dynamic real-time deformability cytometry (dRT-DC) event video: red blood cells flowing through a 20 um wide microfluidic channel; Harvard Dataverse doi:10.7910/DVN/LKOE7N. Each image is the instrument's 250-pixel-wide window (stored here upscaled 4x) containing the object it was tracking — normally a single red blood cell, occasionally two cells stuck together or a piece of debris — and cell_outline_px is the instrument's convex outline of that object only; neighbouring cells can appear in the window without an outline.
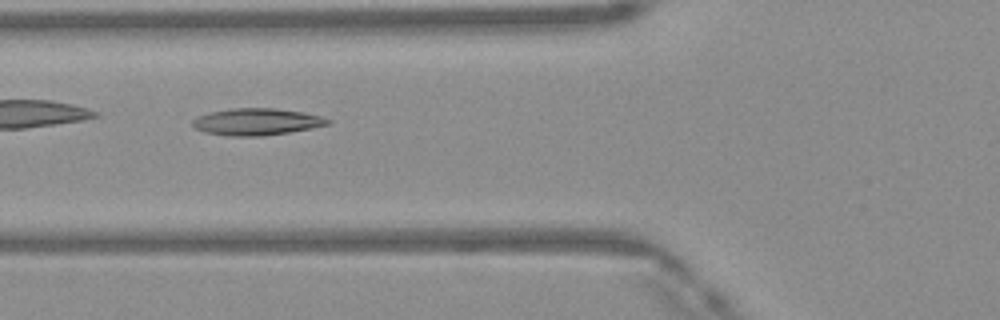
{"species": "Egyptian fruit bat (a non-hibernating species)", "species_latin": "Rousettus aegyptiacus", "temperature_condition": "warm", "stored_images_in_passage": 48, "camera_frame_rate_fps": 3000, "um_per_image_px": 0.085, "frame": {"image": 1, "passage_image": 18, "time_ms": 5.667, "image_size_px": [1000, 320], "cell_outline_px": [[332, 120], [328, 124], [312, 128], [264, 136], [228, 136], [204, 132], [196, 128], [192, 124], [192, 120], [208, 112], [232, 108], [276, 108], [304, 112], [320, 116]], "centroid_in_image_um": [21.81, 10.35], "position_along_channel_um": 104.0, "area_um2": 21.15}}
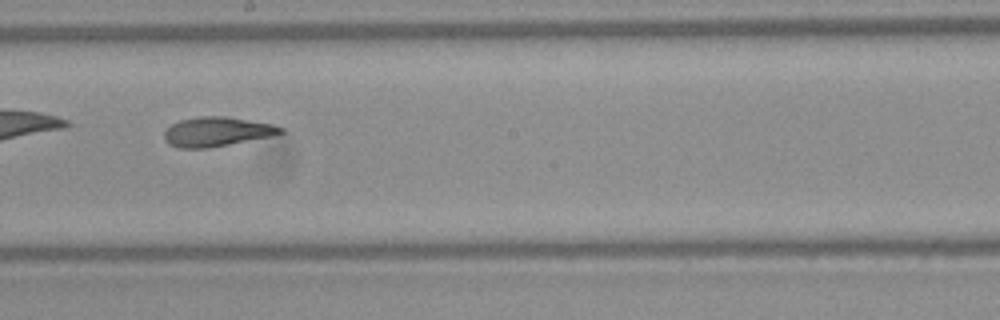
{"frame": {"image": 2, "passage_image": 27, "time_ms": 8.667, "image_size_px": [1000, 320], "cell_outline_px": [[284, 132], [276, 136], [208, 148], [180, 148], [168, 144], [164, 140], [164, 132], [172, 124], [180, 120], [200, 116], [224, 116], [272, 124], [284, 128]], "centroid_in_image_um": [18.46, 11.2], "position_along_channel_um": 229.7, "area_um2": 20.06}}
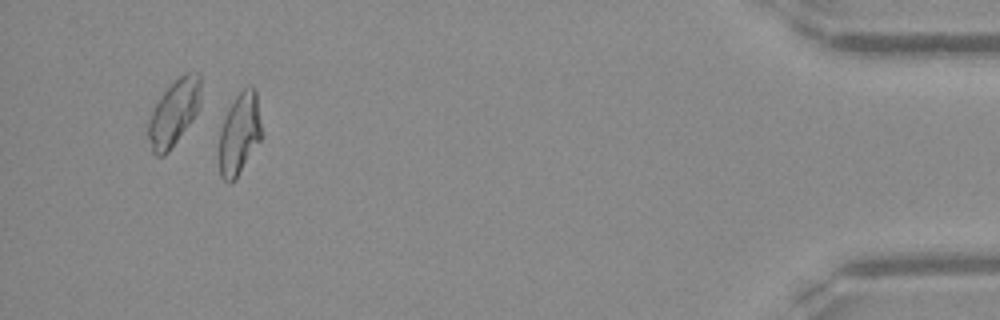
{"frame": {"image": 3, "passage_image": 45, "time_ms": 14.667, "image_size_px": [1000, 320], "cell_outline_px": [[264, 136], [236, 180], [228, 184], [220, 176], [220, 132], [224, 116], [228, 108], [236, 96], [244, 88], [252, 84], [256, 88]], "centroid_in_image_um": [20.4, 11.36], "position_along_channel_um": 414.8, "area_um2": 20.92}, "authors_computed_cell_mechanics": {"area_um2": 20.6924, "velocity_mm_per_s": 4.176, "shape_relaxation_time_tau1_ms": null, "shape_relaxation_time_tau2_ms": 2.6855, "deformation_change_tau1": null, "deformation_change_tau2": 0.107}}